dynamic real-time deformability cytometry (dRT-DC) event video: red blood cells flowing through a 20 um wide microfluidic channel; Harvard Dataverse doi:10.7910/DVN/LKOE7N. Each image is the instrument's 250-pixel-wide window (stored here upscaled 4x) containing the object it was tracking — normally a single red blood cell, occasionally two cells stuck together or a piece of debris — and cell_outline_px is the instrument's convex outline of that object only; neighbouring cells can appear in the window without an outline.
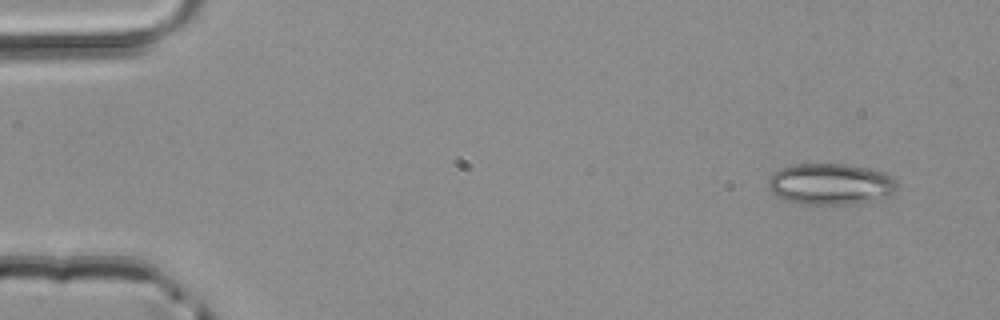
{"species": "common noctule bat (a hibernating species)", "species_latin": "Nyctalus noctula", "temperature_condition": "room temperature", "stored_images_in_passage": 46, "camera_frame_rate_fps": 3000, "um_per_image_px": 0.085, "animal": {"sex": "male", "body_mass_g": 20.4}, "frame": {"image": 1, "passage_image": 1, "time_ms": 0.0, "image_size_px": [1000, 320], "cell_outline_px": [[896, 188], [888, 196], [880, 200], [848, 204], [804, 204], [784, 200], [776, 196], [768, 188], [768, 180], [776, 172], [784, 168], [796, 164], [844, 164], [868, 168], [884, 172], [896, 180]], "centroid_in_image_um": [70.61, 15.66], "position_along_channel_um": 14.4, "area_um2": 30.87}}
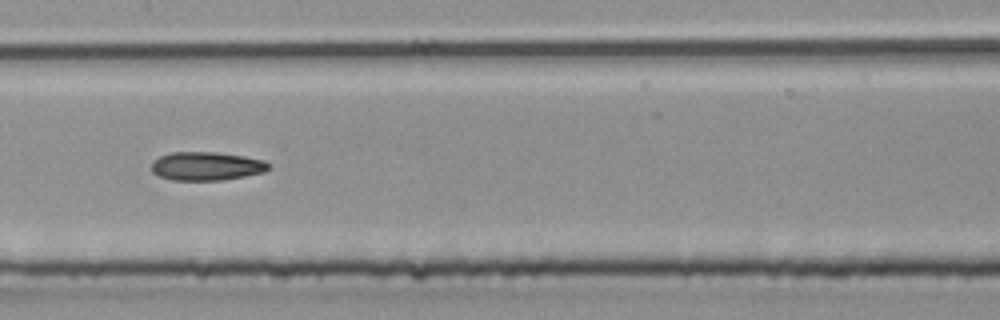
{"frame": {"image": 2, "passage_image": 22, "time_ms": 7.0, "image_size_px": [1000, 320], "cell_outline_px": [[272, 168], [264, 172], [224, 180], [172, 180], [160, 176], [152, 172], [152, 164], [160, 156], [172, 152], [212, 152], [244, 156], [264, 160]], "centroid_in_image_um": [17.58, 14.12], "position_along_channel_um": 189.8, "area_um2": 19.36}}
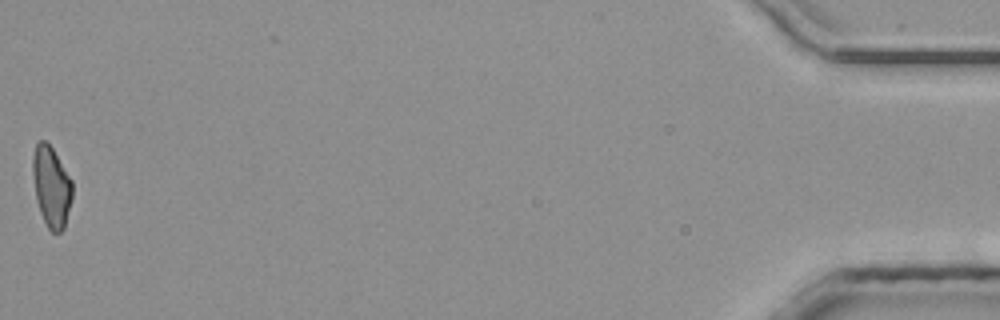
{"frame": {"image": 3, "passage_image": 46, "time_ms": 15.0, "image_size_px": [1000, 320], "cell_outline_px": [[72, 200], [64, 228], [60, 232], [52, 232], [48, 228], [40, 212], [36, 200], [32, 172], [32, 156], [36, 144], [40, 140], [44, 140], [52, 148], [72, 180]], "centroid_in_image_um": [4.36, 15.87], "position_along_channel_um": 430.8, "area_um2": 18.61}}